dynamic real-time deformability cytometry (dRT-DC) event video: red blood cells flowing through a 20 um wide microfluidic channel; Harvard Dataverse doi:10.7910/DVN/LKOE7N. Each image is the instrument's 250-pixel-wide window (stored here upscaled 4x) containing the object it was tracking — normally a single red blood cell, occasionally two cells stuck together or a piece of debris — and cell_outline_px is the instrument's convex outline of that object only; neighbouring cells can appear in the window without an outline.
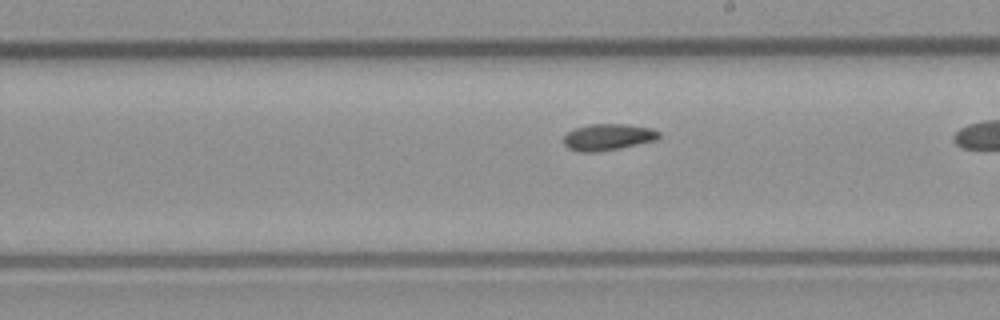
{"species": "common noctule bat (a hibernating species)", "species_latin": "Nyctalus noctula", "temperature_condition": "room temperature", "stored_images_in_passage": 36, "camera_frame_rate_fps": 3000, "um_per_image_px": 0.085, "animal": {"sex": "male", "body_mass_g": 23.1, "forearm_length_mm": 52.7}, "frame": {"image": 1, "passage_image": 26, "time_ms": 8.333, "image_size_px": [1000, 320], "cell_outline_px": [[660, 136], [656, 140], [596, 152], [580, 152], [568, 148], [564, 144], [564, 136], [568, 132], [576, 128], [592, 124], [624, 124], [652, 128], [660, 132]], "centroid_in_image_um": [51.67, 11.64], "position_along_channel_um": 237.3, "area_um2": 14.45}}